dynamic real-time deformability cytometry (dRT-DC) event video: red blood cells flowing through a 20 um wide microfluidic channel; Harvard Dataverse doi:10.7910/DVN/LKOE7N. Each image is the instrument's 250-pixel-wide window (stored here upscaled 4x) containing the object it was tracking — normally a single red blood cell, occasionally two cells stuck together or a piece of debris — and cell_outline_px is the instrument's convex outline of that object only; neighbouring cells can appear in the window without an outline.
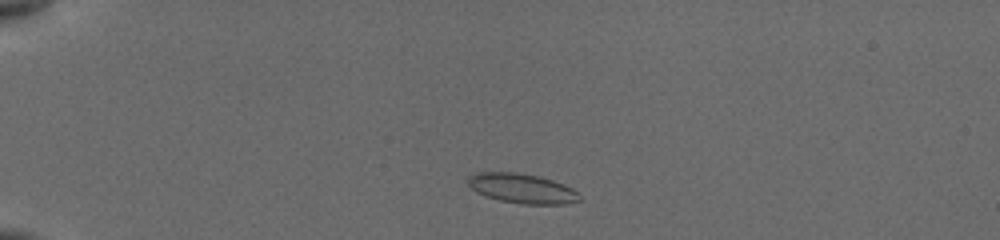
{"species": "common noctule bat (a hibernating species)", "species_latin": "Nyctalus noctula", "temperature_condition": "cold", "stored_images_in_passage": 11, "camera_frame_rate_fps": 3000, "um_per_image_px": 0.085, "animal": {"sex": "female", "body_mass_g": 19.5, "forearm_length_mm": 54.1}, "frame": {"image": 1, "passage_image": 2, "time_ms": 0.333, "image_size_px": [1000, 240], "cell_outline_px": [[580, 200], [564, 204], [520, 204], [500, 200], [484, 196], [476, 192], [468, 184], [468, 176], [476, 172], [512, 172], [540, 176], [564, 184], [572, 188], [580, 196]], "centroid_in_image_um": [44.35, 16.01], "position_along_channel_um": 40.7, "area_um2": 19.31}}
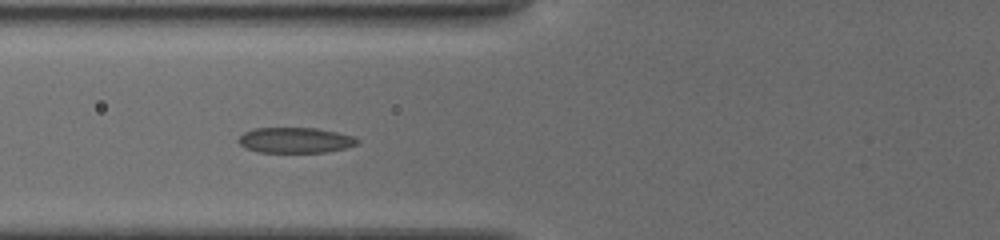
{"frame": {"image": 2, "passage_image": 10, "time_ms": 3.333, "image_size_px": [1000, 240], "cell_outline_px": [[360, 140], [356, 144], [348, 148], [328, 152], [256, 152], [244, 148], [236, 140], [244, 132], [252, 128], [316, 128], [336, 132], [352, 136]], "centroid_in_image_um": [25.07, 11.92], "position_along_channel_um": 100.7, "area_um2": 17.8}}
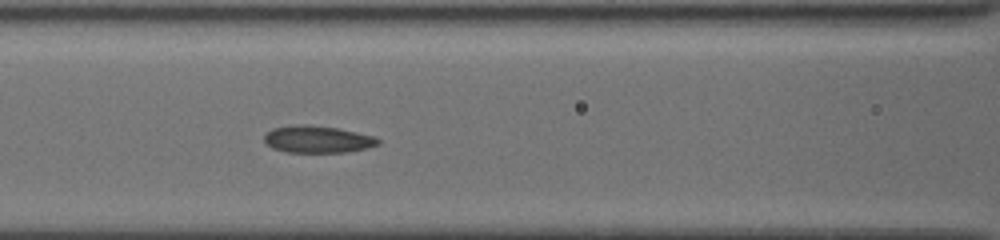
{"frame": {"image": 3, "passage_image": 11, "time_ms": 4.333, "image_size_px": [1000, 240], "cell_outline_px": [[380, 144], [368, 148], [348, 152], [284, 152], [272, 148], [264, 140], [264, 136], [272, 128], [296, 124], [304, 124], [336, 128], [356, 132], [372, 136], [380, 140]], "centroid_in_image_um": [26.98, 11.84], "position_along_channel_um": 139.6, "area_um2": 17.92}}